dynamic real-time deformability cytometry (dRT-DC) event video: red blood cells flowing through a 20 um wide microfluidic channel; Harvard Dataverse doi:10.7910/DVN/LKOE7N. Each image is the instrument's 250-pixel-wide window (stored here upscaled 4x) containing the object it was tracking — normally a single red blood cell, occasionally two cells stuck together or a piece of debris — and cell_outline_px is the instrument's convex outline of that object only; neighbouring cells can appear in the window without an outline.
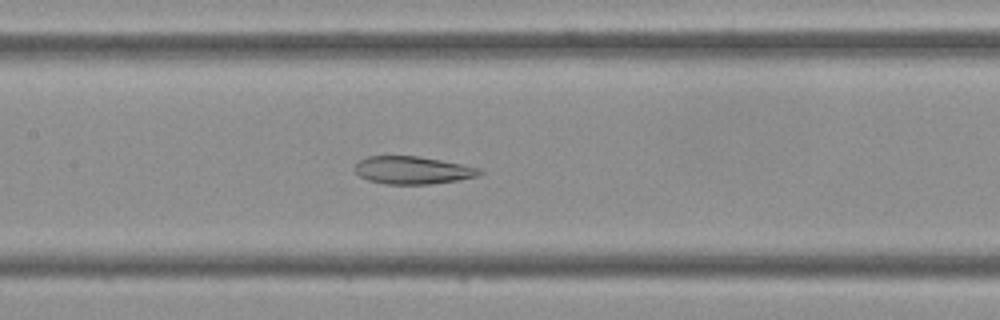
{"species": "Egyptian fruit bat (a non-hibernating species)", "species_latin": "Rousettus aegyptiacus", "temperature_condition": "cold", "stored_images_in_passage": 44, "camera_frame_rate_fps": 3000, "um_per_image_px": 0.085, "frame": {"image": 1, "passage_image": 20, "time_ms": 6.333, "image_size_px": [1000, 320], "cell_outline_px": [[484, 172], [480, 176], [456, 180], [428, 184], [384, 184], [368, 180], [360, 176], [352, 168], [360, 160], [368, 156], [416, 156], [440, 160], [480, 168]], "centroid_in_image_um": [35.06, 14.47], "position_along_channel_um": 172.3, "area_um2": 20.06}}
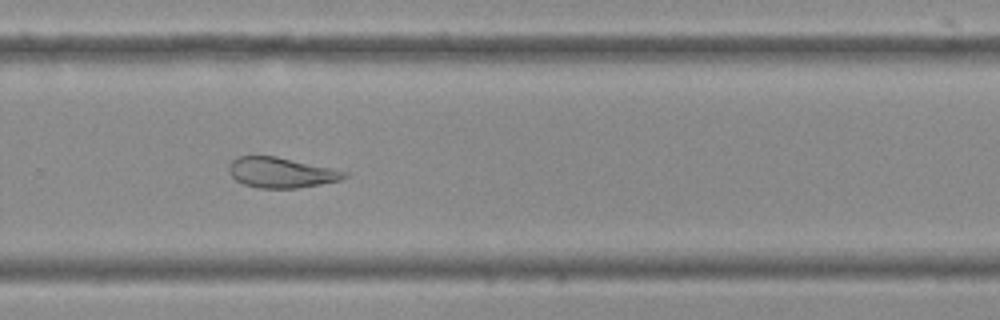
{"frame": {"image": 2, "passage_image": 29, "time_ms": 9.333, "image_size_px": [1000, 320], "cell_outline_px": [[348, 176], [340, 180], [320, 184], [296, 188], [260, 188], [244, 184], [236, 180], [228, 172], [228, 168], [232, 160], [236, 156], [276, 156], [348, 172]], "centroid_in_image_um": [23.86, 14.67], "position_along_channel_um": 305.9, "area_um2": 20.23}}
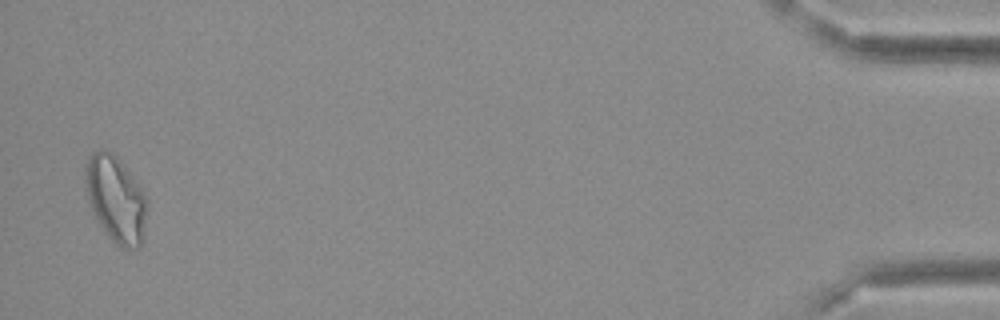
{"frame": {"image": 3, "passage_image": 43, "time_ms": 14.0, "image_size_px": [1000, 320], "cell_outline_px": [[148, 204], [140, 248], [120, 248], [108, 236], [92, 212], [84, 180], [84, 164], [88, 156], [92, 152], [104, 148], [112, 152], [116, 156], [140, 184], [148, 200]], "centroid_in_image_um": [9.83, 16.88], "position_along_channel_um": 425.4, "area_um2": 31.33}}